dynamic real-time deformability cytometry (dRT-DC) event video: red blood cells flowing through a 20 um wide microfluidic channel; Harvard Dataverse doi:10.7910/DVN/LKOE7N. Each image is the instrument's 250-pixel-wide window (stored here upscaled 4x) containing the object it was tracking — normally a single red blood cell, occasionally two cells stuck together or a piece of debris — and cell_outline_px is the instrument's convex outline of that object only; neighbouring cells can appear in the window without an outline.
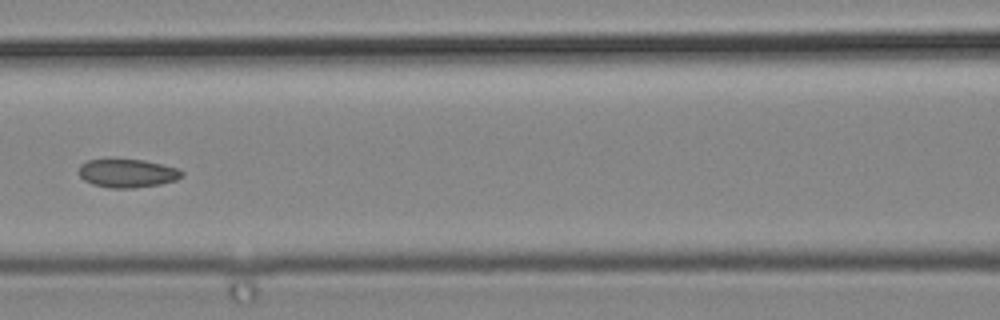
{"species": "common noctule bat (a hibernating species)", "species_latin": "Nyctalus noctula", "temperature_condition": "cold", "stored_images_in_passage": 5, "segment_of_instrument_passage": [1, 2], "camera_frame_rate_fps": 3000, "um_per_image_px": 0.085, "animal": {"sex": "male", "body_mass_g": 19.2, "forearm_length_mm": 51.8}, "frame": {"image": 1, "passage_image": 4, "time_ms": 1.0, "image_size_px": [1000, 320], "cell_outline_px": [[184, 176], [176, 180], [160, 184], [132, 188], [112, 188], [92, 184], [84, 180], [80, 176], [80, 164], [88, 160], [112, 156], [144, 160], [180, 168], [184, 172]], "centroid_in_image_um": [10.83, 14.67], "position_along_channel_um": 155.8, "area_um2": 17.8}}